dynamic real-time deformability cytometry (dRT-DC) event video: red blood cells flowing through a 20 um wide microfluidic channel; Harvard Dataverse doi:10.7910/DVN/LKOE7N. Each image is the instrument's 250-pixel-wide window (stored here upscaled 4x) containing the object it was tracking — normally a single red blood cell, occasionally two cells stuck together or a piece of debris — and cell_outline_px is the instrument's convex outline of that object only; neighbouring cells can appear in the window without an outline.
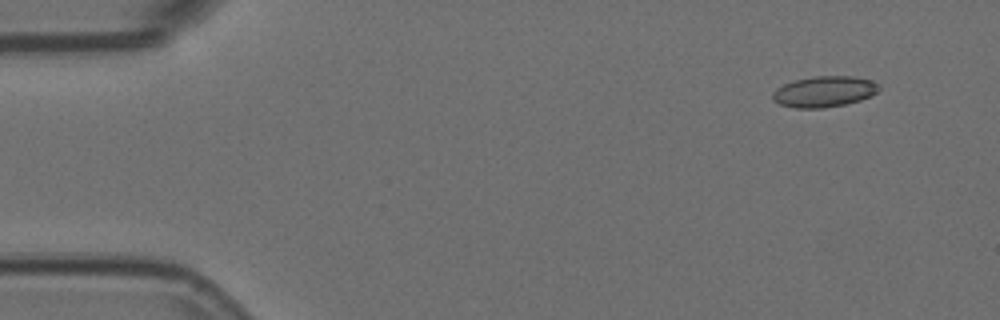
{"species": "Egyptian fruit bat (a non-hibernating species)", "species_latin": "Rousettus aegyptiacus", "temperature_condition": "room temperature", "stored_images_in_passage": 9, "camera_frame_rate_fps": 3000, "um_per_image_px": 0.085, "animal": {"sex": "female"}, "frame": {"image": 1, "passage_image": 2, "time_ms": 0.333, "image_size_px": [1000, 320], "cell_outline_px": [[880, 88], [872, 96], [860, 100], [844, 104], [820, 108], [796, 108], [780, 104], [772, 100], [772, 92], [776, 88], [784, 84], [796, 80], [816, 76], [852, 76], [872, 80], [880, 84]], "centroid_in_image_um": [70.07, 7.78], "position_along_channel_um": 14.9, "area_um2": 19.13}}